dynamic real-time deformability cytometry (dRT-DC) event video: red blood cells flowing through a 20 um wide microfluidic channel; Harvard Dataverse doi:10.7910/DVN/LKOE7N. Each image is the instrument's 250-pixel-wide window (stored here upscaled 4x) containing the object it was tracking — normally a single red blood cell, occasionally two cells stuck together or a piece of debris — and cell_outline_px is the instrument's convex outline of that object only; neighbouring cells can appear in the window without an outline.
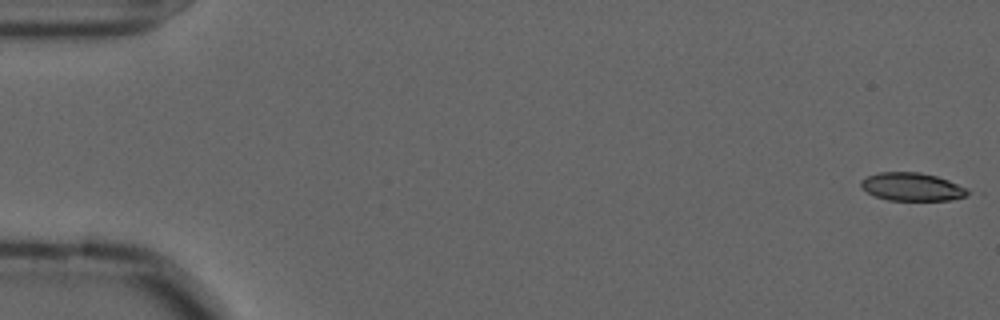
{"species": "common noctule bat (a hibernating species)", "species_latin": "Nyctalus noctula", "temperature_condition": "cold", "stored_images_in_passage": 57, "camera_frame_rate_fps": 3000, "um_per_image_px": 0.085, "animal": {"sex": "male", "forearm_length_mm": 52.5}, "frame": {"image": 1, "passage_image": 1, "time_ms": 0.0, "image_size_px": [1000, 320], "cell_outline_px": [[972, 192], [964, 196], [948, 200], [888, 200], [876, 196], [860, 188], [860, 180], [868, 176], [880, 172], [920, 172], [936, 176], [948, 180], [968, 188]], "centroid_in_image_um": [77.52, 15.87], "position_along_channel_um": 7.5, "area_um2": 17.46}}
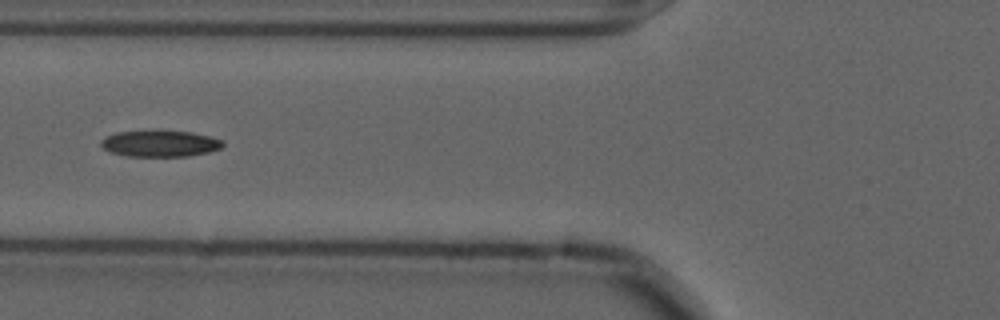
{"frame": {"image": 2, "passage_image": 22, "time_ms": 7.0, "image_size_px": [1000, 320], "cell_outline_px": [[224, 144], [220, 148], [208, 152], [188, 156], [128, 156], [108, 152], [100, 148], [100, 140], [104, 136], [116, 132], [156, 128], [192, 132], [224, 140]], "centroid_in_image_um": [13.52, 12.16], "position_along_channel_um": 112.3, "area_um2": 19.59}}
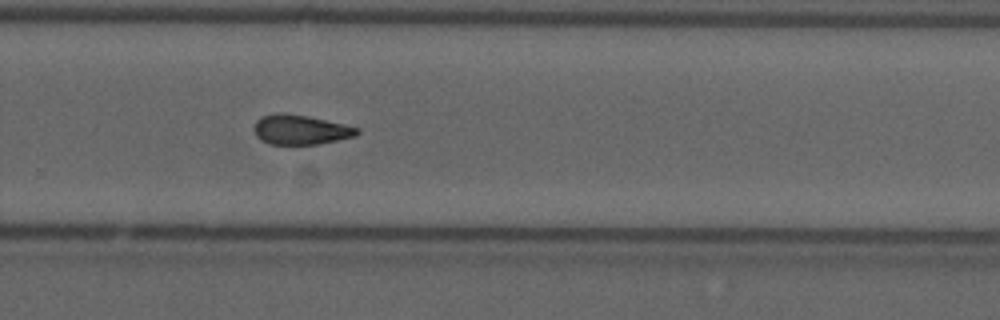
{"frame": {"image": 3, "passage_image": 38, "time_ms": 12.333, "image_size_px": [1000, 320], "cell_outline_px": [[360, 132], [356, 136], [316, 144], [268, 144], [260, 140], [256, 136], [252, 128], [256, 120], [260, 116], [280, 112], [308, 116], [344, 124], [360, 128]], "centroid_in_image_um": [25.5, 11.02], "position_along_channel_um": 304.3, "area_um2": 17.98}, "authors_computed_cell_mechanics": {"area_um2": 18.2648, "velocity_mm_per_s": 3.6079, "shape_relaxation_time_tau1_ms": null, "shape_relaxation_time_tau2_ms": 5.8931, "deformation_change_tau1": null, "deformation_change_tau2": 0.1431}}